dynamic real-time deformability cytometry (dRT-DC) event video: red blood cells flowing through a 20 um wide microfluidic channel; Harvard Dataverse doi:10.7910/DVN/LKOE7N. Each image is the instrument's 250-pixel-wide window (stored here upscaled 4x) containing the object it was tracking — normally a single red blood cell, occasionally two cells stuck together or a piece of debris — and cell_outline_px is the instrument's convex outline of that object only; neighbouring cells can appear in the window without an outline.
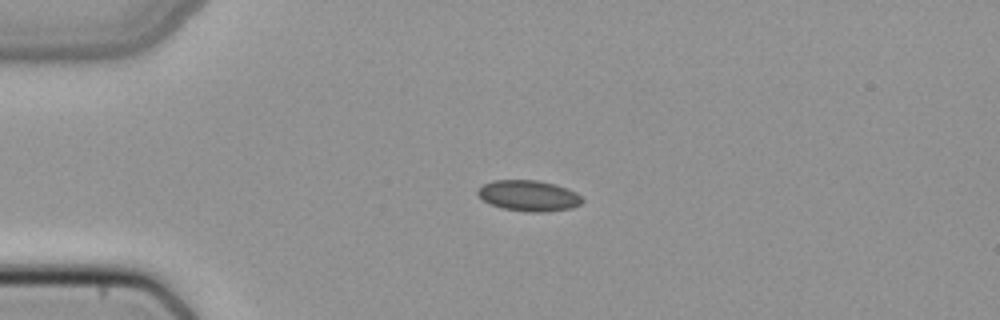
{"species": "common noctule bat (a hibernating species)", "species_latin": "Nyctalus noctula", "temperature_condition": "cold", "stored_images_in_passage": 37, "camera_frame_rate_fps": 3000, "um_per_image_px": 0.085, "animal": {"sex": "female", "body_mass_g": 22.7, "forearm_length_mm": 54.2}, "frame": {"image": 1, "passage_image": 4, "time_ms": 1.0, "image_size_px": [1000, 320], "cell_outline_px": [[584, 200], [580, 204], [572, 208], [544, 212], [528, 212], [504, 208], [492, 204], [484, 200], [476, 192], [476, 188], [492, 180], [536, 180], [556, 184], [568, 188], [576, 192]], "centroid_in_image_um": [44.95, 16.62], "position_along_channel_um": 40.0, "area_um2": 18.79}}
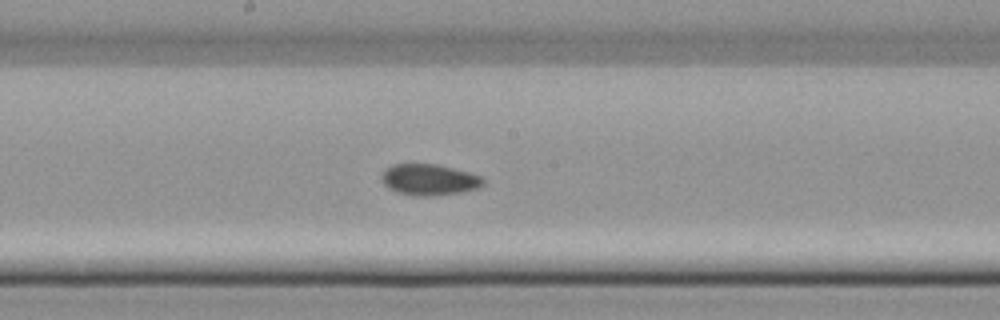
{"frame": {"image": 2, "passage_image": 19, "time_ms": 6.0, "image_size_px": [1000, 320], "cell_outline_px": [[484, 184], [476, 188], [460, 192], [432, 196], [416, 196], [396, 192], [388, 188], [380, 180], [380, 176], [384, 168], [392, 164], [436, 164], [468, 172], [480, 176], [484, 180]], "centroid_in_image_um": [36.41, 15.27], "position_along_channel_um": 211.8, "area_um2": 18.5}}
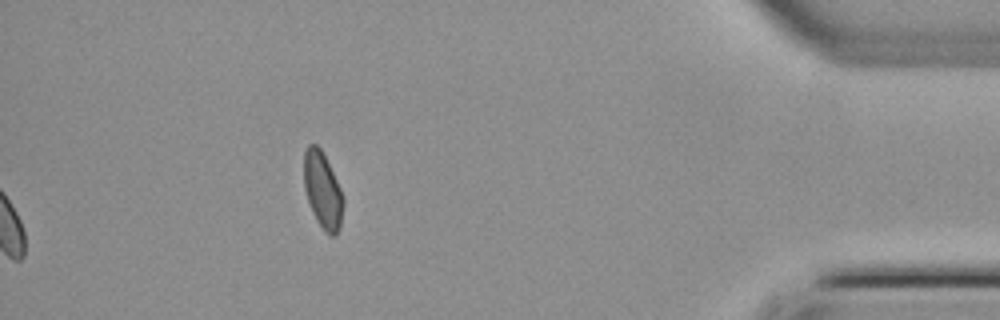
{"frame": {"image": 3, "passage_image": 37, "time_ms": 12.0, "image_size_px": [1000, 320], "cell_outline_px": [[344, 204], [340, 228], [336, 236], [328, 236], [324, 232], [316, 220], [312, 212], [304, 188], [304, 152], [308, 144], [316, 144], [320, 148], [344, 196]], "centroid_in_image_um": [27.43, 16.24], "position_along_channel_um": 407.8, "area_um2": 17.57}}